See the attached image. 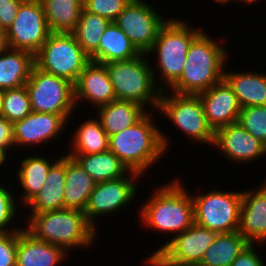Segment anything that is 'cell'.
<instances>
[{
	"label": "cell",
	"mask_w": 266,
	"mask_h": 266,
	"mask_svg": "<svg viewBox=\"0 0 266 266\" xmlns=\"http://www.w3.org/2000/svg\"><path fill=\"white\" fill-rule=\"evenodd\" d=\"M195 223L220 233L238 230L242 191L211 190L203 194H191Z\"/></svg>",
	"instance_id": "30bf717a"
},
{
	"label": "cell",
	"mask_w": 266,
	"mask_h": 266,
	"mask_svg": "<svg viewBox=\"0 0 266 266\" xmlns=\"http://www.w3.org/2000/svg\"><path fill=\"white\" fill-rule=\"evenodd\" d=\"M148 266H204L200 263L195 264H147Z\"/></svg>",
	"instance_id": "7bdbcfd3"
},
{
	"label": "cell",
	"mask_w": 266,
	"mask_h": 266,
	"mask_svg": "<svg viewBox=\"0 0 266 266\" xmlns=\"http://www.w3.org/2000/svg\"><path fill=\"white\" fill-rule=\"evenodd\" d=\"M26 156L21 159L19 167L16 170L17 180L21 189H23L20 197L23 207L41 190L47 178L50 167L58 160H49L43 155Z\"/></svg>",
	"instance_id": "484cf974"
},
{
	"label": "cell",
	"mask_w": 266,
	"mask_h": 266,
	"mask_svg": "<svg viewBox=\"0 0 266 266\" xmlns=\"http://www.w3.org/2000/svg\"><path fill=\"white\" fill-rule=\"evenodd\" d=\"M66 258L62 247L36 239L24 226L18 230L16 266H59Z\"/></svg>",
	"instance_id": "ffe728a7"
},
{
	"label": "cell",
	"mask_w": 266,
	"mask_h": 266,
	"mask_svg": "<svg viewBox=\"0 0 266 266\" xmlns=\"http://www.w3.org/2000/svg\"><path fill=\"white\" fill-rule=\"evenodd\" d=\"M68 121L62 116L32 111L22 120L13 123V138L16 148H29L36 144L50 143L66 129Z\"/></svg>",
	"instance_id": "2e32d148"
},
{
	"label": "cell",
	"mask_w": 266,
	"mask_h": 266,
	"mask_svg": "<svg viewBox=\"0 0 266 266\" xmlns=\"http://www.w3.org/2000/svg\"><path fill=\"white\" fill-rule=\"evenodd\" d=\"M177 178L155 188L154 193L139 209L140 222L145 228L173 236L159 245L144 261L147 264L175 235L195 223L194 204L190 191ZM176 233V234H175Z\"/></svg>",
	"instance_id": "6da1fadb"
},
{
	"label": "cell",
	"mask_w": 266,
	"mask_h": 266,
	"mask_svg": "<svg viewBox=\"0 0 266 266\" xmlns=\"http://www.w3.org/2000/svg\"><path fill=\"white\" fill-rule=\"evenodd\" d=\"M74 87L75 106L84 102L96 109L116 100L106 66L90 61L80 73Z\"/></svg>",
	"instance_id": "ac0fdd59"
},
{
	"label": "cell",
	"mask_w": 266,
	"mask_h": 266,
	"mask_svg": "<svg viewBox=\"0 0 266 266\" xmlns=\"http://www.w3.org/2000/svg\"><path fill=\"white\" fill-rule=\"evenodd\" d=\"M25 86L32 111L62 115L70 121L76 110L72 83L34 65Z\"/></svg>",
	"instance_id": "9c48e42d"
},
{
	"label": "cell",
	"mask_w": 266,
	"mask_h": 266,
	"mask_svg": "<svg viewBox=\"0 0 266 266\" xmlns=\"http://www.w3.org/2000/svg\"><path fill=\"white\" fill-rule=\"evenodd\" d=\"M238 122L266 145V105L241 108Z\"/></svg>",
	"instance_id": "836d02e7"
},
{
	"label": "cell",
	"mask_w": 266,
	"mask_h": 266,
	"mask_svg": "<svg viewBox=\"0 0 266 266\" xmlns=\"http://www.w3.org/2000/svg\"><path fill=\"white\" fill-rule=\"evenodd\" d=\"M147 58V54L141 53L131 60L104 65L116 100L131 101L143 106L148 112H157L162 91L155 83L151 61Z\"/></svg>",
	"instance_id": "8992f818"
},
{
	"label": "cell",
	"mask_w": 266,
	"mask_h": 266,
	"mask_svg": "<svg viewBox=\"0 0 266 266\" xmlns=\"http://www.w3.org/2000/svg\"><path fill=\"white\" fill-rule=\"evenodd\" d=\"M224 79L232 87L242 108L266 105V73L224 70Z\"/></svg>",
	"instance_id": "7402d4cb"
},
{
	"label": "cell",
	"mask_w": 266,
	"mask_h": 266,
	"mask_svg": "<svg viewBox=\"0 0 266 266\" xmlns=\"http://www.w3.org/2000/svg\"><path fill=\"white\" fill-rule=\"evenodd\" d=\"M98 182L109 181L128 175L131 171L111 151L96 154H66Z\"/></svg>",
	"instance_id": "83f0119b"
},
{
	"label": "cell",
	"mask_w": 266,
	"mask_h": 266,
	"mask_svg": "<svg viewBox=\"0 0 266 266\" xmlns=\"http://www.w3.org/2000/svg\"><path fill=\"white\" fill-rule=\"evenodd\" d=\"M23 1L24 0H0V29L6 31L12 25Z\"/></svg>",
	"instance_id": "74e56055"
},
{
	"label": "cell",
	"mask_w": 266,
	"mask_h": 266,
	"mask_svg": "<svg viewBox=\"0 0 266 266\" xmlns=\"http://www.w3.org/2000/svg\"><path fill=\"white\" fill-rule=\"evenodd\" d=\"M66 154L50 167L41 190L25 205L31 212L40 213L64 208ZM29 206V208H28Z\"/></svg>",
	"instance_id": "44dd1931"
},
{
	"label": "cell",
	"mask_w": 266,
	"mask_h": 266,
	"mask_svg": "<svg viewBox=\"0 0 266 266\" xmlns=\"http://www.w3.org/2000/svg\"><path fill=\"white\" fill-rule=\"evenodd\" d=\"M237 231L249 243H266V181L258 189L243 190Z\"/></svg>",
	"instance_id": "d6986e66"
},
{
	"label": "cell",
	"mask_w": 266,
	"mask_h": 266,
	"mask_svg": "<svg viewBox=\"0 0 266 266\" xmlns=\"http://www.w3.org/2000/svg\"><path fill=\"white\" fill-rule=\"evenodd\" d=\"M8 189V186L6 188L5 184L0 183V233H10L21 228L12 226L18 215L17 208L20 207L19 203L21 202H17L11 190Z\"/></svg>",
	"instance_id": "e575fe53"
},
{
	"label": "cell",
	"mask_w": 266,
	"mask_h": 266,
	"mask_svg": "<svg viewBox=\"0 0 266 266\" xmlns=\"http://www.w3.org/2000/svg\"><path fill=\"white\" fill-rule=\"evenodd\" d=\"M26 218L24 228L36 239L60 246L67 253L91 247L97 239V229L80 210L63 208L30 213Z\"/></svg>",
	"instance_id": "277c9868"
},
{
	"label": "cell",
	"mask_w": 266,
	"mask_h": 266,
	"mask_svg": "<svg viewBox=\"0 0 266 266\" xmlns=\"http://www.w3.org/2000/svg\"><path fill=\"white\" fill-rule=\"evenodd\" d=\"M18 230L0 233V266H16Z\"/></svg>",
	"instance_id": "8d00e7d4"
},
{
	"label": "cell",
	"mask_w": 266,
	"mask_h": 266,
	"mask_svg": "<svg viewBox=\"0 0 266 266\" xmlns=\"http://www.w3.org/2000/svg\"><path fill=\"white\" fill-rule=\"evenodd\" d=\"M97 111V118L108 137L134 125L148 112L137 103L123 100L102 105Z\"/></svg>",
	"instance_id": "d4e9b609"
},
{
	"label": "cell",
	"mask_w": 266,
	"mask_h": 266,
	"mask_svg": "<svg viewBox=\"0 0 266 266\" xmlns=\"http://www.w3.org/2000/svg\"><path fill=\"white\" fill-rule=\"evenodd\" d=\"M147 112L137 123L109 136V151L113 152L130 171L144 176L169 151L170 140ZM148 169V170H147Z\"/></svg>",
	"instance_id": "7a4b0ae2"
},
{
	"label": "cell",
	"mask_w": 266,
	"mask_h": 266,
	"mask_svg": "<svg viewBox=\"0 0 266 266\" xmlns=\"http://www.w3.org/2000/svg\"><path fill=\"white\" fill-rule=\"evenodd\" d=\"M198 29L178 18L167 19L159 29L155 43L148 51L147 56L156 54L155 58H157L158 68H160L157 70L153 67L154 64L151 65L154 69L152 71L155 83L156 85L159 83L157 87L161 91H166V88L170 89L182 75L190 44L203 30L202 28Z\"/></svg>",
	"instance_id": "5b68a950"
},
{
	"label": "cell",
	"mask_w": 266,
	"mask_h": 266,
	"mask_svg": "<svg viewBox=\"0 0 266 266\" xmlns=\"http://www.w3.org/2000/svg\"><path fill=\"white\" fill-rule=\"evenodd\" d=\"M35 66L47 73L66 79L73 85L90 62L73 33L51 32L34 55Z\"/></svg>",
	"instance_id": "52a82bcc"
},
{
	"label": "cell",
	"mask_w": 266,
	"mask_h": 266,
	"mask_svg": "<svg viewBox=\"0 0 266 266\" xmlns=\"http://www.w3.org/2000/svg\"><path fill=\"white\" fill-rule=\"evenodd\" d=\"M198 95L204 107L206 121L214 133L226 125L238 122L242 107L225 79Z\"/></svg>",
	"instance_id": "e0dca14e"
},
{
	"label": "cell",
	"mask_w": 266,
	"mask_h": 266,
	"mask_svg": "<svg viewBox=\"0 0 266 266\" xmlns=\"http://www.w3.org/2000/svg\"><path fill=\"white\" fill-rule=\"evenodd\" d=\"M249 242L238 232L217 234L201 260L204 266H231Z\"/></svg>",
	"instance_id": "4dcf8cb0"
},
{
	"label": "cell",
	"mask_w": 266,
	"mask_h": 266,
	"mask_svg": "<svg viewBox=\"0 0 266 266\" xmlns=\"http://www.w3.org/2000/svg\"><path fill=\"white\" fill-rule=\"evenodd\" d=\"M157 10L145 0H131L115 21L140 53H148L167 21Z\"/></svg>",
	"instance_id": "4fadbf2b"
},
{
	"label": "cell",
	"mask_w": 266,
	"mask_h": 266,
	"mask_svg": "<svg viewBox=\"0 0 266 266\" xmlns=\"http://www.w3.org/2000/svg\"><path fill=\"white\" fill-rule=\"evenodd\" d=\"M214 1H216L215 3H218V4L220 3V5H223V6L228 5L229 3L232 4L233 1H235L236 3V0H233V1L232 0H214Z\"/></svg>",
	"instance_id": "f6af8a7d"
},
{
	"label": "cell",
	"mask_w": 266,
	"mask_h": 266,
	"mask_svg": "<svg viewBox=\"0 0 266 266\" xmlns=\"http://www.w3.org/2000/svg\"><path fill=\"white\" fill-rule=\"evenodd\" d=\"M81 123L71 137L70 150L65 154H96L108 151L109 137L99 119L87 118Z\"/></svg>",
	"instance_id": "f1b7e54d"
},
{
	"label": "cell",
	"mask_w": 266,
	"mask_h": 266,
	"mask_svg": "<svg viewBox=\"0 0 266 266\" xmlns=\"http://www.w3.org/2000/svg\"><path fill=\"white\" fill-rule=\"evenodd\" d=\"M0 146L14 150L13 123L0 115Z\"/></svg>",
	"instance_id": "ab89813d"
},
{
	"label": "cell",
	"mask_w": 266,
	"mask_h": 266,
	"mask_svg": "<svg viewBox=\"0 0 266 266\" xmlns=\"http://www.w3.org/2000/svg\"><path fill=\"white\" fill-rule=\"evenodd\" d=\"M96 182L74 159L66 155L64 208L83 211Z\"/></svg>",
	"instance_id": "cb8c5ba5"
},
{
	"label": "cell",
	"mask_w": 266,
	"mask_h": 266,
	"mask_svg": "<svg viewBox=\"0 0 266 266\" xmlns=\"http://www.w3.org/2000/svg\"><path fill=\"white\" fill-rule=\"evenodd\" d=\"M162 91L157 111L171 121L185 137L211 147L214 132L209 127L199 95ZM167 93V94H166ZM171 95V96H170Z\"/></svg>",
	"instance_id": "ba28073f"
},
{
	"label": "cell",
	"mask_w": 266,
	"mask_h": 266,
	"mask_svg": "<svg viewBox=\"0 0 266 266\" xmlns=\"http://www.w3.org/2000/svg\"><path fill=\"white\" fill-rule=\"evenodd\" d=\"M31 112L30 96L26 86L5 90L0 115L14 123L22 120Z\"/></svg>",
	"instance_id": "d6a6232c"
},
{
	"label": "cell",
	"mask_w": 266,
	"mask_h": 266,
	"mask_svg": "<svg viewBox=\"0 0 266 266\" xmlns=\"http://www.w3.org/2000/svg\"><path fill=\"white\" fill-rule=\"evenodd\" d=\"M217 234L194 223L181 234L175 235L147 264L201 263Z\"/></svg>",
	"instance_id": "5bb4252c"
},
{
	"label": "cell",
	"mask_w": 266,
	"mask_h": 266,
	"mask_svg": "<svg viewBox=\"0 0 266 266\" xmlns=\"http://www.w3.org/2000/svg\"><path fill=\"white\" fill-rule=\"evenodd\" d=\"M50 32L72 33L80 19L83 0H40Z\"/></svg>",
	"instance_id": "f546056e"
},
{
	"label": "cell",
	"mask_w": 266,
	"mask_h": 266,
	"mask_svg": "<svg viewBox=\"0 0 266 266\" xmlns=\"http://www.w3.org/2000/svg\"><path fill=\"white\" fill-rule=\"evenodd\" d=\"M4 95H5V89L0 88V112L2 109V105H3Z\"/></svg>",
	"instance_id": "bcb514c9"
},
{
	"label": "cell",
	"mask_w": 266,
	"mask_h": 266,
	"mask_svg": "<svg viewBox=\"0 0 266 266\" xmlns=\"http://www.w3.org/2000/svg\"><path fill=\"white\" fill-rule=\"evenodd\" d=\"M8 153H9L8 149L0 146V167L2 166V168H3V165H6L5 162H6L7 158L8 159L10 158V157H8V155H10V154H8ZM0 170H1V168H0Z\"/></svg>",
	"instance_id": "b9f144b4"
},
{
	"label": "cell",
	"mask_w": 266,
	"mask_h": 266,
	"mask_svg": "<svg viewBox=\"0 0 266 266\" xmlns=\"http://www.w3.org/2000/svg\"><path fill=\"white\" fill-rule=\"evenodd\" d=\"M142 176L134 171L118 179L96 183L84 210L87 220L97 229L96 218L118 213L138 196V179ZM137 184V185H136Z\"/></svg>",
	"instance_id": "7c38bea8"
},
{
	"label": "cell",
	"mask_w": 266,
	"mask_h": 266,
	"mask_svg": "<svg viewBox=\"0 0 266 266\" xmlns=\"http://www.w3.org/2000/svg\"><path fill=\"white\" fill-rule=\"evenodd\" d=\"M131 0H83V8L110 22H115Z\"/></svg>",
	"instance_id": "d590c367"
},
{
	"label": "cell",
	"mask_w": 266,
	"mask_h": 266,
	"mask_svg": "<svg viewBox=\"0 0 266 266\" xmlns=\"http://www.w3.org/2000/svg\"><path fill=\"white\" fill-rule=\"evenodd\" d=\"M140 54L117 24L111 22L101 35L98 50L90 57V61L106 64L131 60Z\"/></svg>",
	"instance_id": "603a6c76"
},
{
	"label": "cell",
	"mask_w": 266,
	"mask_h": 266,
	"mask_svg": "<svg viewBox=\"0 0 266 266\" xmlns=\"http://www.w3.org/2000/svg\"><path fill=\"white\" fill-rule=\"evenodd\" d=\"M8 48L6 40V31L0 29V54Z\"/></svg>",
	"instance_id": "60d3db41"
},
{
	"label": "cell",
	"mask_w": 266,
	"mask_h": 266,
	"mask_svg": "<svg viewBox=\"0 0 266 266\" xmlns=\"http://www.w3.org/2000/svg\"><path fill=\"white\" fill-rule=\"evenodd\" d=\"M256 244L249 243L237 258L231 263V266H266L264 259L256 251Z\"/></svg>",
	"instance_id": "f35d334b"
},
{
	"label": "cell",
	"mask_w": 266,
	"mask_h": 266,
	"mask_svg": "<svg viewBox=\"0 0 266 266\" xmlns=\"http://www.w3.org/2000/svg\"><path fill=\"white\" fill-rule=\"evenodd\" d=\"M40 0H24L12 25L6 30L8 48L35 55L50 35Z\"/></svg>",
	"instance_id": "8fae6325"
},
{
	"label": "cell",
	"mask_w": 266,
	"mask_h": 266,
	"mask_svg": "<svg viewBox=\"0 0 266 266\" xmlns=\"http://www.w3.org/2000/svg\"><path fill=\"white\" fill-rule=\"evenodd\" d=\"M34 65L32 53L7 48L0 54V88L6 90L25 86Z\"/></svg>",
	"instance_id": "4316f807"
},
{
	"label": "cell",
	"mask_w": 266,
	"mask_h": 266,
	"mask_svg": "<svg viewBox=\"0 0 266 266\" xmlns=\"http://www.w3.org/2000/svg\"><path fill=\"white\" fill-rule=\"evenodd\" d=\"M208 35L202 30L192 40L182 75L171 92L198 95L224 79L229 49Z\"/></svg>",
	"instance_id": "3957f363"
},
{
	"label": "cell",
	"mask_w": 266,
	"mask_h": 266,
	"mask_svg": "<svg viewBox=\"0 0 266 266\" xmlns=\"http://www.w3.org/2000/svg\"><path fill=\"white\" fill-rule=\"evenodd\" d=\"M259 0H236L237 3H242V4H247V5H251L254 4V2H258ZM261 1V0H260Z\"/></svg>",
	"instance_id": "ee69618b"
},
{
	"label": "cell",
	"mask_w": 266,
	"mask_h": 266,
	"mask_svg": "<svg viewBox=\"0 0 266 266\" xmlns=\"http://www.w3.org/2000/svg\"><path fill=\"white\" fill-rule=\"evenodd\" d=\"M230 162L237 164L259 160L266 156V145L247 132L239 122L226 125L214 133V144Z\"/></svg>",
	"instance_id": "9a60e30c"
},
{
	"label": "cell",
	"mask_w": 266,
	"mask_h": 266,
	"mask_svg": "<svg viewBox=\"0 0 266 266\" xmlns=\"http://www.w3.org/2000/svg\"><path fill=\"white\" fill-rule=\"evenodd\" d=\"M111 22L97 14L90 13L84 8L75 30L72 32L84 52L91 57L99 46L101 35Z\"/></svg>",
	"instance_id": "1f68e13d"
}]
</instances>
